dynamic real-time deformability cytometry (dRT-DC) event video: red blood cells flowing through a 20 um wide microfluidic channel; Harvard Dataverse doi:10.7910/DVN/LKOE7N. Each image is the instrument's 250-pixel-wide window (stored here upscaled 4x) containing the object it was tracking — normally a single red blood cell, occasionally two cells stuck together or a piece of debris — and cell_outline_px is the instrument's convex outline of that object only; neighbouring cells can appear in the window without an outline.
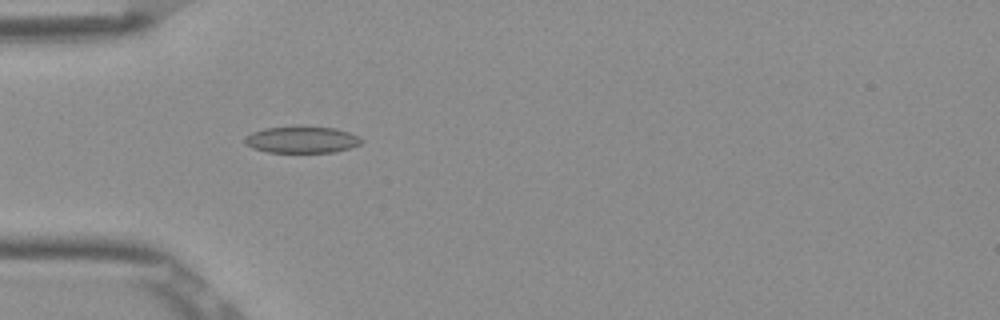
{"species": "Egyptian fruit bat (a non-hibernating species)", "species_latin": "Rousettus aegyptiacus", "temperature_condition": "room temperature", "stored_images_in_passage": 5, "camera_frame_rate_fps": 3000, "um_per_image_px": 0.085, "frame": {"image": 1, "passage_image": 5, "time_ms": 1.333, "image_size_px": [1000, 320], "cell_outline_px": [[364, 140], [360, 144], [348, 148], [332, 152], [268, 152], [252, 148], [244, 144], [244, 136], [252, 132], [264, 128], [336, 128], [360, 136]], "centroid_in_image_um": [25.63, 11.89], "position_along_channel_um": 59.4, "area_um2": 17.69}}